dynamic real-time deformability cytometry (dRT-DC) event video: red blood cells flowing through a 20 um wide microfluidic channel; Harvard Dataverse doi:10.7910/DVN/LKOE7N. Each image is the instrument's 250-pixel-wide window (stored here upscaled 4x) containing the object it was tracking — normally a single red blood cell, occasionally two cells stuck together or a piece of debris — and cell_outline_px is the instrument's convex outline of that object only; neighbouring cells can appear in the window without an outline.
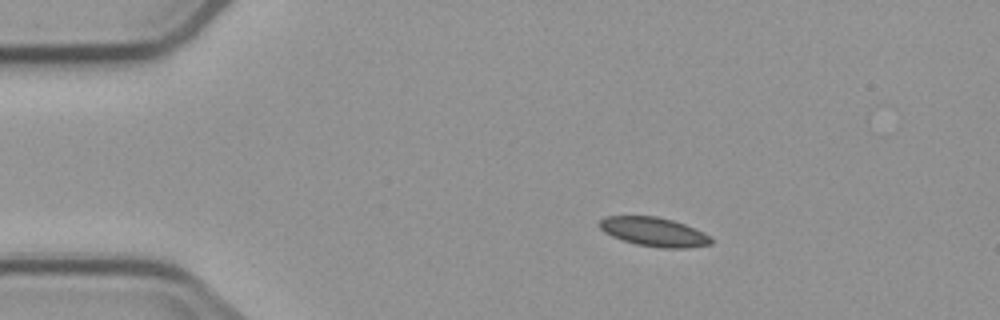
{"species": "common noctule bat (a hibernating species)", "species_latin": "Nyctalus noctula", "temperature_condition": "cold", "stored_images_in_passage": 3, "camera_frame_rate_fps": 3000, "um_per_image_px": 0.085, "animal": {"sex": "male", "body_mass_g": 23.1, "forearm_length_mm": 52.7}, "frame": {"image": 1, "passage_image": 1, "time_ms": 0.0, "image_size_px": [1000, 320], "cell_outline_px": [[712, 244], [688, 248], [660, 248], [636, 244], [612, 236], [604, 232], [600, 228], [600, 220], [604, 216], [656, 216], [672, 220], [684, 224], [704, 232], [712, 240]], "centroid_in_image_um": [55.59, 19.71], "position_along_channel_um": 29.4, "area_um2": 18.79}}